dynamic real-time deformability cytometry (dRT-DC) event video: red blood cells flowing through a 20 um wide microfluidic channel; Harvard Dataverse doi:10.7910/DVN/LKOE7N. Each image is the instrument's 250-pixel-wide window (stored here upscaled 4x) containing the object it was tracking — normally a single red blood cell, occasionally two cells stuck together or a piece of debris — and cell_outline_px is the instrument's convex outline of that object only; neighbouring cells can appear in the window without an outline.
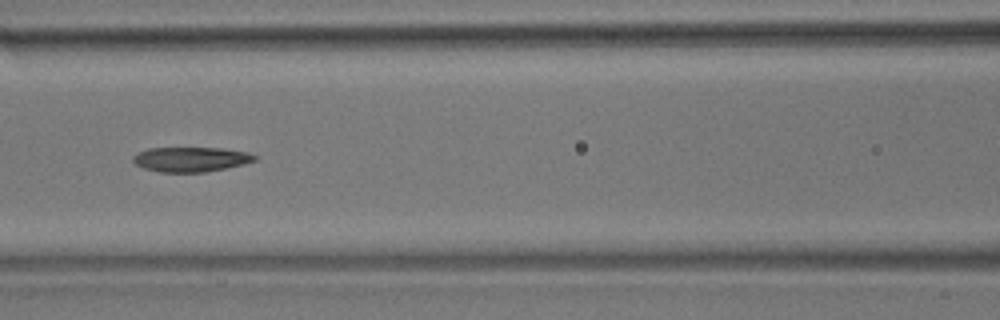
{"species": "common noctule bat (a hibernating species)", "species_latin": "Nyctalus noctula", "temperature_condition": "room temperature", "stored_images_in_passage": 9, "camera_frame_rate_fps": 3000, "um_per_image_px": 0.085, "animal": {"sex": "male", "body_mass_g": 17.9}, "frame": {"image": 1, "passage_image": 6, "time_ms": 6.0, "image_size_px": [1000, 320], "cell_outline_px": [[260, 156], [256, 160], [244, 164], [204, 172], [160, 172], [144, 168], [136, 164], [132, 160], [132, 156], [148, 148], [220, 148], [248, 152]], "centroid_in_image_um": [16.25, 13.54], "position_along_channel_um": 150.4, "area_um2": 17.51}}
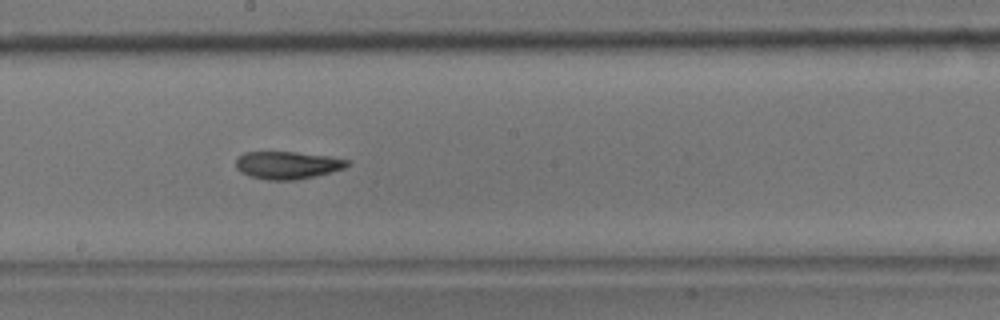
{"frame": {"image": 2, "passage_image": 8, "time_ms": 8.0, "image_size_px": [1000, 320], "cell_outline_px": [[352, 164], [344, 168], [316, 176], [296, 180], [268, 180], [248, 176], [240, 172], [236, 168], [236, 160], [244, 152], [296, 152], [328, 156], [348, 160]], "centroid_in_image_um": [24.43, 14.04], "position_along_channel_um": 223.8, "area_um2": 17.98}}
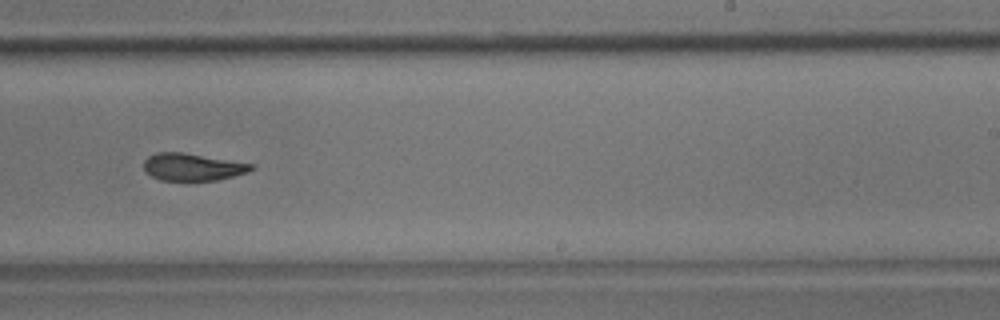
{"frame": {"image": 3, "passage_image": 9, "time_ms": 9.333, "image_size_px": [1000, 320], "cell_outline_px": [[256, 168], [248, 172], [216, 180], [160, 180], [152, 176], [144, 168], [144, 160], [148, 156], [156, 152], [180, 152], [256, 164]], "centroid_in_image_um": [16.39, 14.18], "position_along_channel_um": 272.6, "area_um2": 16.99}}